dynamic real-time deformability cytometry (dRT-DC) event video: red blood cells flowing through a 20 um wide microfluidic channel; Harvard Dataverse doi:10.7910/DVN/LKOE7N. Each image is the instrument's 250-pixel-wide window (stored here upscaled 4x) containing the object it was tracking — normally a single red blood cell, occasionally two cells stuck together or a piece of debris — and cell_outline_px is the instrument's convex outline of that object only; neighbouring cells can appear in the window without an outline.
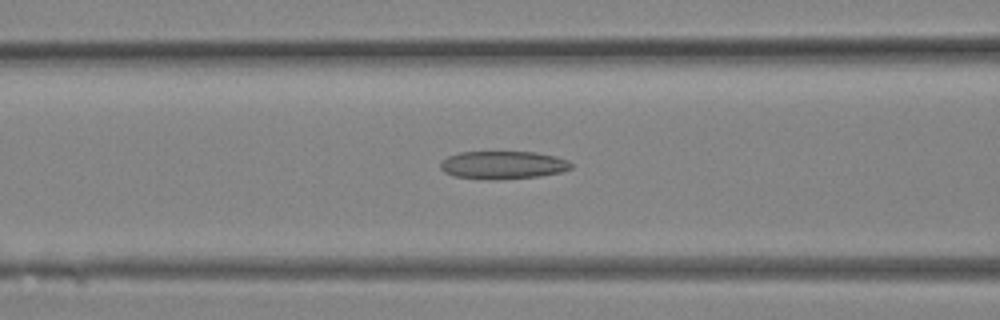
{"species": "Egyptian fruit bat (a non-hibernating species)", "species_latin": "Rousettus aegyptiacus", "temperature_condition": "room temperature", "stored_images_in_passage": 29, "camera_frame_rate_fps": 3000, "um_per_image_px": 0.085, "animal": {"sex": "female"}, "frame": {"image": 1, "passage_image": 12, "time_ms": 3.667, "image_size_px": [1000, 320], "cell_outline_px": [[572, 168], [560, 172], [540, 176], [496, 180], [488, 180], [456, 176], [444, 172], [440, 168], [440, 164], [448, 156], [460, 152], [536, 152], [556, 156], [568, 160], [572, 164]], "centroid_in_image_um": [42.77, 14.03], "position_along_channel_um": 123.8, "area_um2": 21.33}}
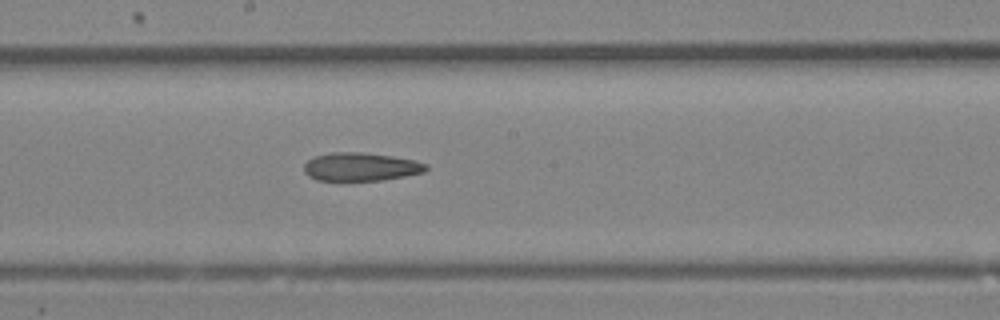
{"frame": {"image": 2, "passage_image": 16, "time_ms": 5.0, "image_size_px": [1000, 320], "cell_outline_px": [[428, 168], [424, 172], [384, 180], [316, 180], [308, 176], [304, 172], [304, 164], [312, 156], [332, 152], [364, 152], [392, 156], [416, 160], [428, 164]], "centroid_in_image_um": [30.66, 14.17], "position_along_channel_um": 217.5, "area_um2": 20.29}}
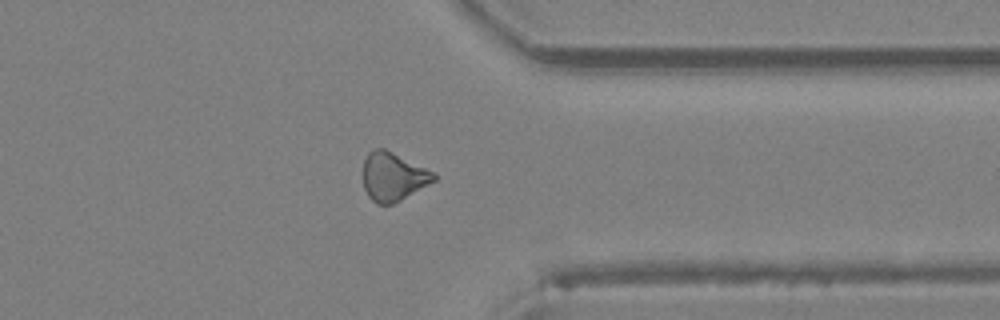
{"frame": {"image": 3, "passage_image": 23, "time_ms": 7.333, "image_size_px": [1000, 320], "cell_outline_px": [[436, 180], [400, 200], [392, 204], [376, 204], [368, 196], [364, 188], [364, 160], [368, 152], [372, 148], [384, 148], [436, 172]], "centroid_in_image_um": [33.42, 15.0], "position_along_channel_um": 378.0, "area_um2": 20.0}}